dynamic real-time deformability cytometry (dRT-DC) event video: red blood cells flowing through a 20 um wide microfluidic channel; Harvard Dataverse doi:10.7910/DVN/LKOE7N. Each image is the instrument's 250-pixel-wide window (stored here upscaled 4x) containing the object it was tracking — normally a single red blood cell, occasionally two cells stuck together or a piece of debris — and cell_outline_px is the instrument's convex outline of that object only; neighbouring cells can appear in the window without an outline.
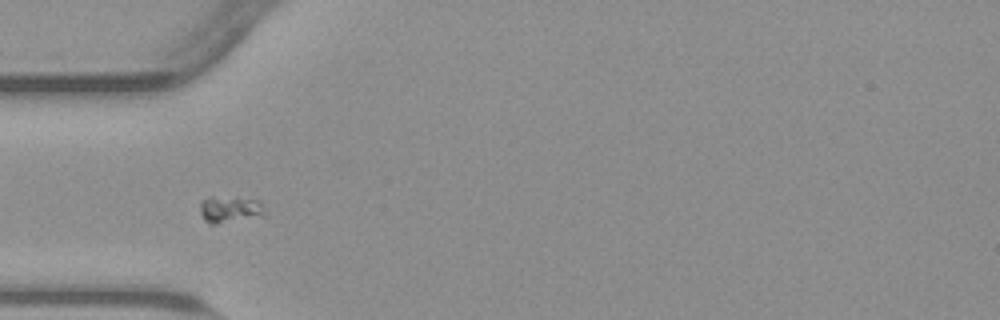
{"species": "common noctule bat (a hibernating species)", "species_latin": "Nyctalus noctula", "temperature_condition": "warm", "stored_images_in_passage": 39, "camera_frame_rate_fps": 3000, "um_per_image_px": 0.085, "animal": {"sex": "male", "body_mass_g": 23.1, "forearm_length_mm": 52.7}, "frame": {"image": 1, "passage_image": 1, "time_ms": 0.0, "image_size_px": [1000, 320], "cell_outline_px": [[268, 216], [212, 224], [208, 224], [204, 220], [200, 212], [200, 200], [208, 196], [212, 196], [256, 200], [268, 212]], "centroid_in_image_um": [19.54, 17.81], "position_along_channel_um": 65.5, "area_um2": 10.23}}
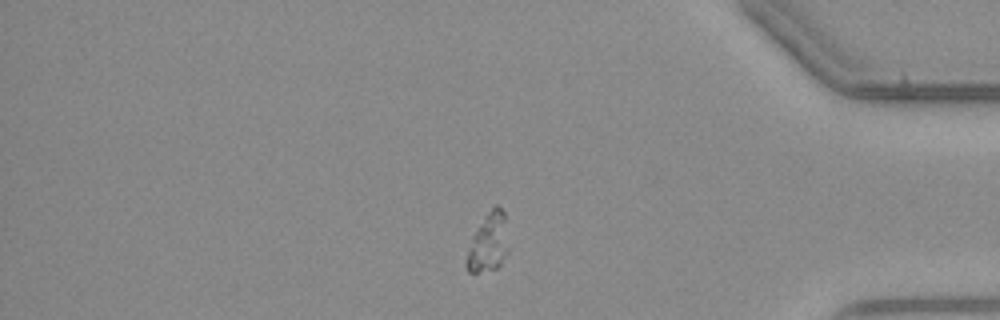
{"frame": {"image": 2, "passage_image": 30, "time_ms": 9.667, "image_size_px": [1000, 320], "cell_outline_px": [[508, 252], [500, 264], [496, 268], [476, 272], [468, 272], [464, 264], [468, 248], [472, 236], [488, 212], [496, 204], [504, 212], [508, 248]], "centroid_in_image_um": [41.49, 20.65], "position_along_channel_um": 393.7, "area_um2": 14.1}}
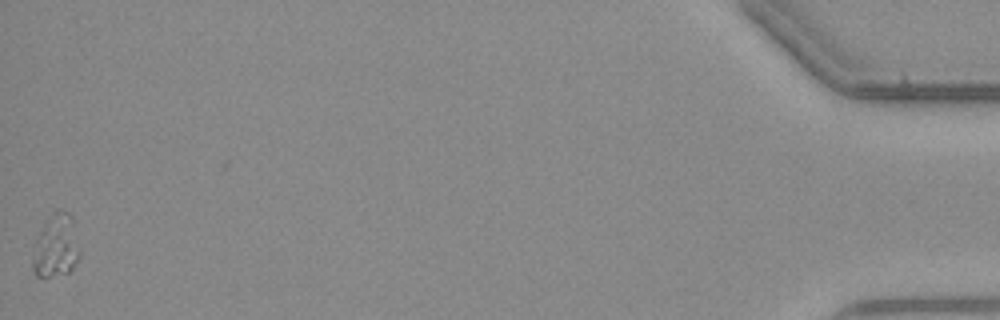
{"frame": {"image": 3, "passage_image": 39, "time_ms": 12.667, "image_size_px": [1000, 320], "cell_outline_px": [[80, 256], [72, 268], [68, 272], [48, 276], [36, 276], [32, 272], [32, 260], [40, 232], [52, 212], [56, 208], [60, 208], [68, 212], [72, 216], [80, 248]], "centroid_in_image_um": [4.8, 20.88], "position_along_channel_um": 430.4, "area_um2": 17.11}}